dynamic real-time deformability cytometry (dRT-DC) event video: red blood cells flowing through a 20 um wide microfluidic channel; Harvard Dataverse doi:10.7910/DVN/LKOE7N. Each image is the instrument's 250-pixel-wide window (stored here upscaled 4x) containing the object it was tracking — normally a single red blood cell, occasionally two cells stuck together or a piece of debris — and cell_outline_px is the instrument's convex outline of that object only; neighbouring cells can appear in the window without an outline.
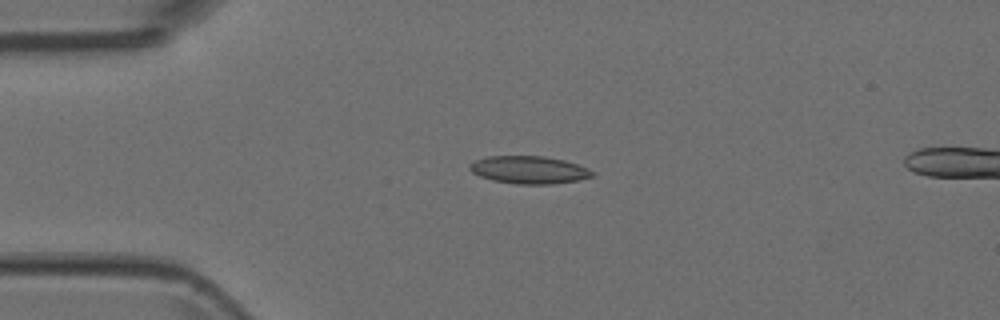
{"species": "Egyptian fruit bat (a non-hibernating species)", "species_latin": "Rousettus aegyptiacus", "temperature_condition": "room temperature", "stored_images_in_passage": 2, "camera_frame_rate_fps": 3000, "um_per_image_px": 0.085, "animal": {"sex": "female"}, "frame": {"image": 1, "passage_image": 1, "time_ms": 0.0, "image_size_px": [1000, 320], "cell_outline_px": [[596, 176], [576, 180], [552, 184], [516, 184], [492, 180], [480, 176], [472, 172], [468, 168], [468, 164], [476, 160], [488, 156], [544, 156], [564, 160], [588, 168], [596, 172]], "centroid_in_image_um": [44.98, 14.44], "position_along_channel_um": 40.0, "area_um2": 19.83}}